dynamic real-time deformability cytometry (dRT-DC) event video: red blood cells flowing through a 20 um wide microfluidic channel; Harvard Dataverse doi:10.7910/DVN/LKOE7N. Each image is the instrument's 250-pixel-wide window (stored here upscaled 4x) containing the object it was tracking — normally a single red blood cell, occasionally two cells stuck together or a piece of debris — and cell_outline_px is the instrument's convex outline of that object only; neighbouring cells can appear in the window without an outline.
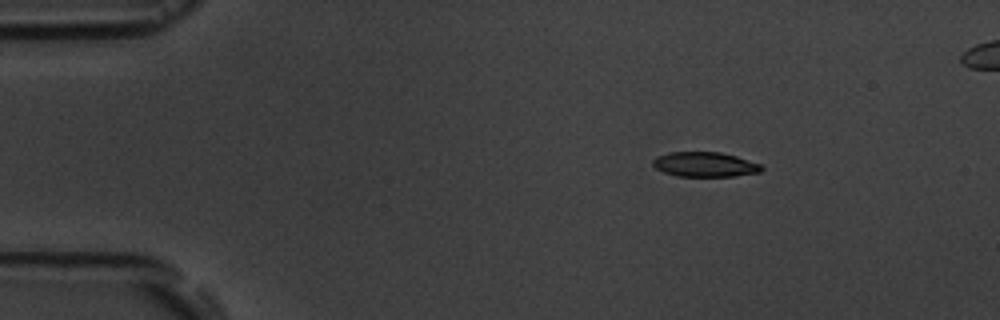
{"species": "common noctule bat (a hibernating species)", "species_latin": "Nyctalus noctula", "temperature_condition": "room temperature", "stored_images_in_passage": 9, "camera_frame_rate_fps": 3000, "um_per_image_px": 0.085, "animal": {"sex": "male", "body_mass_g": 19.5, "forearm_length_mm": 54.6}, "frame": {"image": 1, "passage_image": 1, "time_ms": 0.0, "image_size_px": [1000, 320], "cell_outline_px": [[764, 168], [760, 172], [736, 176], [676, 176], [664, 172], [656, 168], [652, 164], [652, 160], [656, 156], [668, 152], [720, 152], [736, 156], [760, 164]], "centroid_in_image_um": [59.89, 13.97], "position_along_channel_um": 25.1, "area_um2": 15.72}}
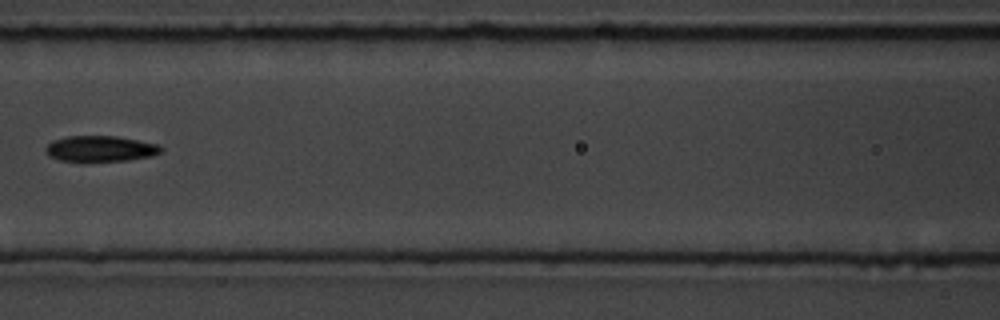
{"frame": {"image": 2, "passage_image": 6, "time_ms": 5.667, "image_size_px": [1000, 320], "cell_outline_px": [[160, 152], [152, 156], [128, 160], [60, 160], [48, 156], [44, 148], [52, 140], [68, 136], [116, 136], [156, 144], [160, 148]], "centroid_in_image_um": [8.47, 12.62], "position_along_channel_um": 158.1, "area_um2": 16.88}}
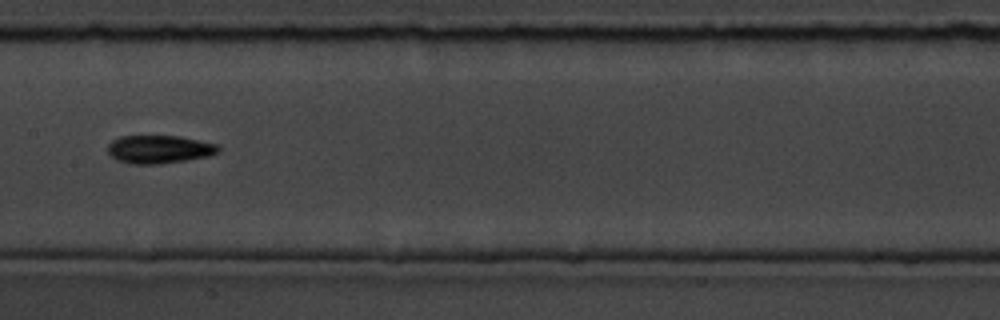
{"frame": {"image": 3, "passage_image": 7, "time_ms": 6.667, "image_size_px": [1000, 320], "cell_outline_px": [[220, 152], [208, 156], [160, 164], [132, 164], [116, 160], [108, 152], [108, 144], [112, 140], [120, 136], [180, 136], [216, 144], [220, 148]], "centroid_in_image_um": [13.51, 12.69], "position_along_channel_um": 193.9, "area_um2": 18.09}}